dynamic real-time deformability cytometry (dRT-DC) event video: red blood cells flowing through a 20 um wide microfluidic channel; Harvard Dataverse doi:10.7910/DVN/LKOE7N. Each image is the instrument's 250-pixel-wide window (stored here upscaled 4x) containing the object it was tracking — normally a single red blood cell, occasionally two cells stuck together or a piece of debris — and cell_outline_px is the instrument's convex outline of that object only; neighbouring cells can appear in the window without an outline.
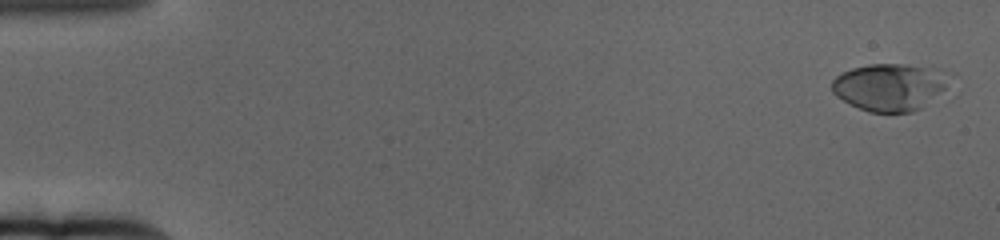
{"species": "human", "species_latin": "Homo sapiens", "temperature_condition": "cold", "stored_images_in_passage": 67, "camera_frame_rate_fps": 3000, "um_per_image_px": 0.085, "donor": {"sex": "female"}, "frame": {"image": 1, "passage_image": 3, "time_ms": 0.667, "image_size_px": [1000, 240], "cell_outline_px": [[944, 88], [920, 108], [912, 112], [868, 112], [836, 96], [832, 92], [832, 80], [836, 76], [852, 68], [868, 64], [904, 64], [924, 68], [944, 84]], "centroid_in_image_um": [75.39, 7.43], "position_along_channel_um": 9.6, "area_um2": 30.35}}
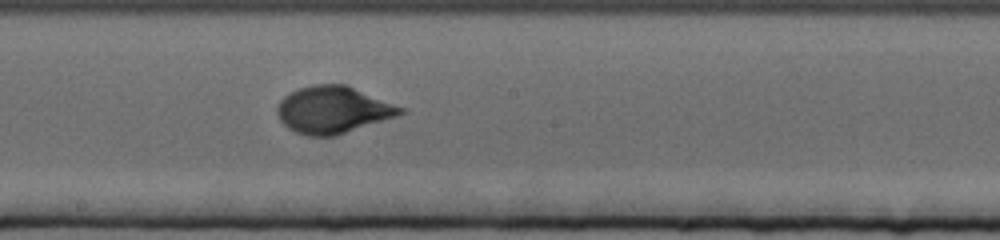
{"frame": {"image": 2, "passage_image": 38, "time_ms": 12.333, "image_size_px": [1000, 240], "cell_outline_px": [[408, 112], [336, 136], [308, 136], [296, 132], [288, 128], [280, 120], [276, 112], [276, 108], [280, 100], [284, 96], [300, 88], [316, 84], [348, 84], [408, 108]], "centroid_in_image_um": [28.37, 9.32], "position_along_channel_um": 219.8, "area_um2": 34.22}}
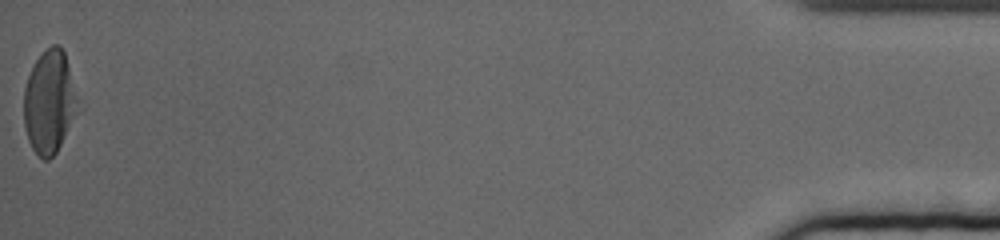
{"frame": {"image": 3, "passage_image": 67, "time_ms": 22.0, "image_size_px": [1000, 240], "cell_outline_px": [[84, 108], [56, 152], [48, 160], [44, 160], [32, 148], [28, 140], [24, 128], [24, 88], [28, 76], [36, 60], [52, 44], [60, 44], [64, 52]], "centroid_in_image_um": [4.28, 8.69], "position_along_channel_um": 430.9, "area_um2": 33.52}, "authors_computed_cell_mechanics": {"area_um2": 31.0964, "velocity_mm_per_s": 3.1093, "shape_relaxation_time_tau1_ms": 4.798, "shape_relaxation_time_tau2_ms": null, "deformation_change_tau1": 0.2023, "deformation_change_tau2": null}}